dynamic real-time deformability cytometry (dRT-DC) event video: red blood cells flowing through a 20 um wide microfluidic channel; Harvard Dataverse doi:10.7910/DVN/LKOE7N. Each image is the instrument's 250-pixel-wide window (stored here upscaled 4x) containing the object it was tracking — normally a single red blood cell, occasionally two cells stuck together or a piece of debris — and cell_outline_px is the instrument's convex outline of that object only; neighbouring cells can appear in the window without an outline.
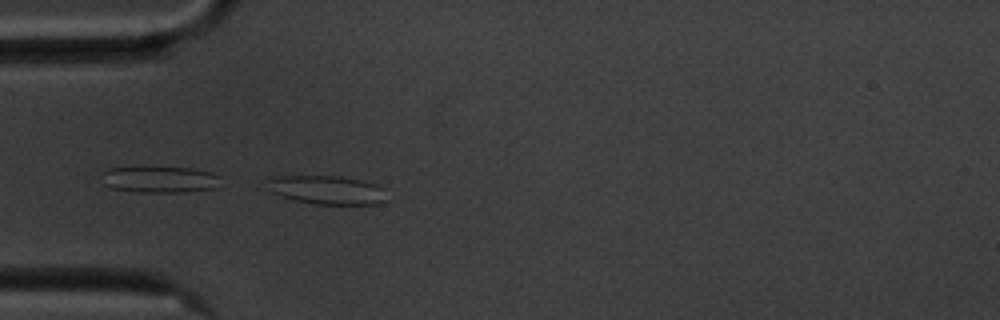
{"species": "common noctule bat (a hibernating species)", "species_latin": "Nyctalus noctula", "temperature_condition": "cold", "stored_images_in_passage": 35, "camera_frame_rate_fps": 3000, "um_per_image_px": 0.085, "animal": {"sex": "male", "body_mass_g": 20.1, "forearm_length_mm": 53.5}, "frame": {"image": 1, "passage_image": 16, "time_ms": 5.0, "image_size_px": [1000, 320], "cell_outline_px": [[384, 200], [376, 204], [316, 204], [296, 200], [272, 192], [268, 180], [268, 176], [340, 176], [360, 180], [376, 184], [384, 188]], "centroid_in_image_um": [27.8, 16.13], "position_along_channel_um": 57.2, "area_um2": 19.59}}